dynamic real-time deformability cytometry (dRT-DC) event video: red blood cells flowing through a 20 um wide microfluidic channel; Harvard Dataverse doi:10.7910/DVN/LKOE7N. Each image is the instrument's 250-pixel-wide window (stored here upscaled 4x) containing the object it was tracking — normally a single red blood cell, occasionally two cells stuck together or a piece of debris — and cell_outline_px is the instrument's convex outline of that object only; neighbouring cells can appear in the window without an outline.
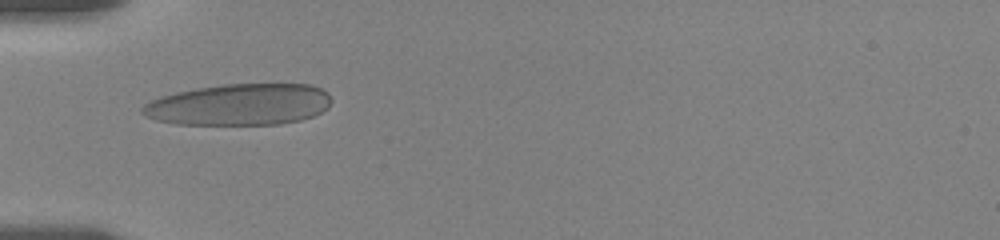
{"species": "human", "species_latin": "Homo sapiens", "temperature_condition": "room temperature", "stored_images_in_passage": 47, "camera_frame_rate_fps": 3000, "um_per_image_px": 0.085, "donor": {"sex": "female"}, "frame": {"image": 1, "passage_image": 1, "time_ms": 0.0, "image_size_px": [1000, 240], "cell_outline_px": [[332, 100], [328, 108], [312, 116], [300, 120], [280, 124], [176, 124], [156, 120], [144, 116], [140, 112], [140, 108], [144, 104], [160, 96], [176, 92], [196, 88], [224, 84], [312, 84], [328, 92]], "centroid_in_image_um": [20.33, 8.88], "position_along_channel_um": 64.7, "area_um2": 45.89}}
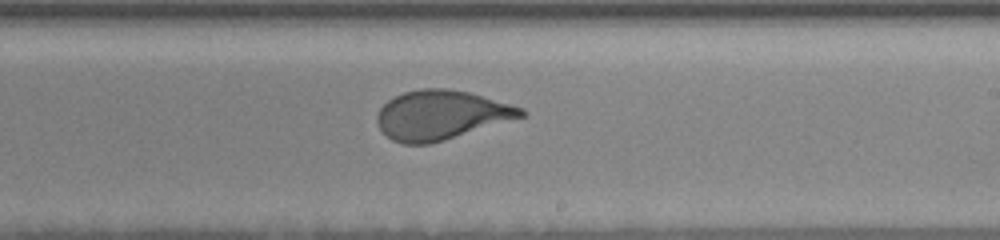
{"frame": {"image": 2, "passage_image": 20, "time_ms": 5.333, "image_size_px": [1000, 240], "cell_outline_px": [[528, 112], [524, 116], [444, 140], [428, 144], [404, 144], [392, 140], [380, 128], [376, 120], [376, 116], [380, 108], [388, 100], [404, 92], [424, 88], [448, 88], [468, 92], [524, 108]], "centroid_in_image_um": [37.48, 9.77], "position_along_channel_um": 251.5, "area_um2": 40.92}}
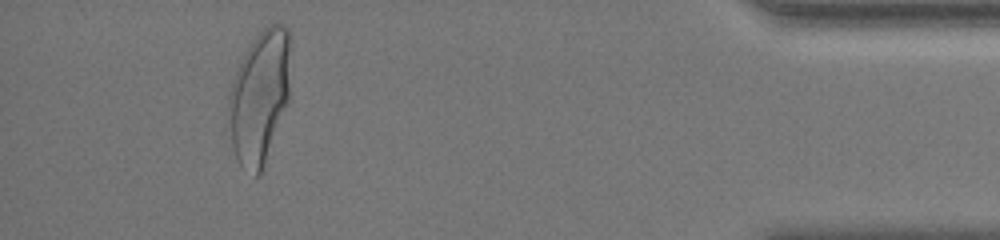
{"frame": {"image": 3, "passage_image": 42, "time_ms": 11.333, "image_size_px": [1000, 240], "cell_outline_px": [[288, 104], [260, 176], [256, 176], [240, 164], [236, 156], [232, 144], [228, 108], [228, 92], [232, 80], [240, 60], [252, 40], [268, 24], [284, 24], [288, 28]], "centroid_in_image_um": [22.04, 8.23], "position_along_channel_um": 413.2, "area_um2": 47.57}, "authors_computed_cell_mechanics": {"area_um2": 42.1362, "velocity_mm_per_s": 3.5386, "shape_relaxation_time_tau1_ms": 4.2497, "shape_relaxation_time_tau2_ms": null, "deformation_change_tau1": 0.1804, "deformation_change_tau2": null}}